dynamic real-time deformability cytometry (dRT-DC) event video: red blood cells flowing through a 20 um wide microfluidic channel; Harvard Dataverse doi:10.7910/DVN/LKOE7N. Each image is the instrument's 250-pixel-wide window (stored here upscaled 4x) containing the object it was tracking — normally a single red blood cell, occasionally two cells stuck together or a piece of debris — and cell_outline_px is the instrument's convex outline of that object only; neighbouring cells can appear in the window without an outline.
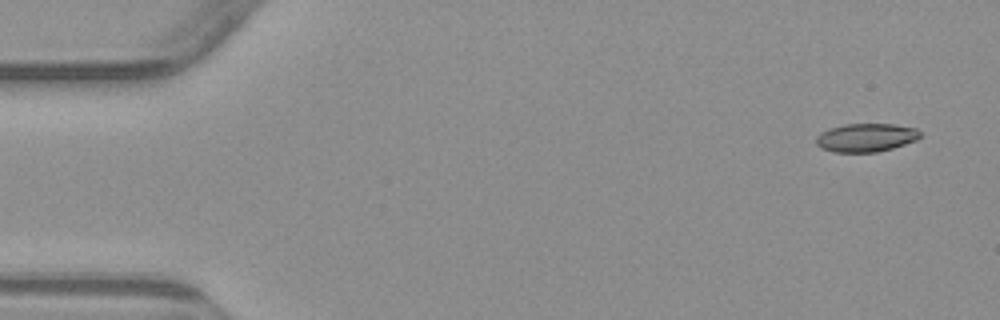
{"species": "common noctule bat (a hibernating species)", "species_latin": "Nyctalus noctula", "temperature_condition": "warm", "stored_images_in_passage": 6, "camera_frame_rate_fps": 3000, "um_per_image_px": 0.085, "animal": {"sex": "male", "body_mass_g": 23.1, "forearm_length_mm": 52.7}, "frame": {"image": 1, "passage_image": 1, "time_ms": 0.0, "image_size_px": [1000, 320], "cell_outline_px": [[920, 136], [916, 140], [892, 148], [876, 152], [832, 152], [820, 148], [816, 144], [816, 136], [820, 132], [828, 128], [844, 124], [892, 124], [916, 128], [920, 132]], "centroid_in_image_um": [73.56, 11.69], "position_along_channel_um": 11.4, "area_um2": 17.28}}
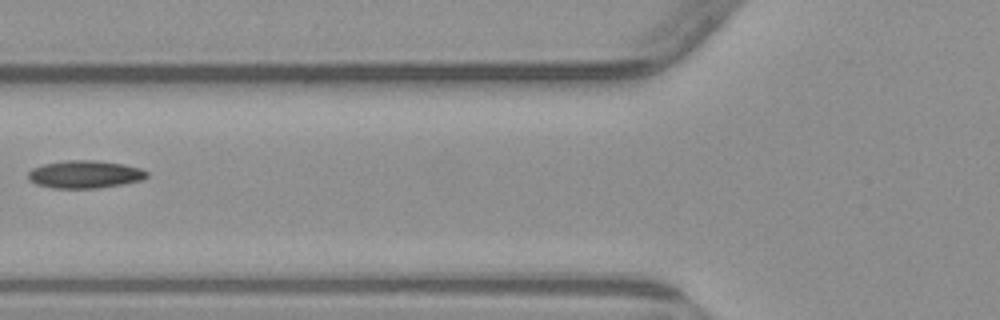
{"frame": {"image": 2, "passage_image": 5, "time_ms": 6.0, "image_size_px": [1000, 320], "cell_outline_px": [[148, 176], [144, 180], [96, 188], [52, 188], [36, 184], [28, 180], [28, 172], [32, 168], [44, 164], [64, 160], [96, 160], [124, 164], [140, 168], [148, 172]], "centroid_in_image_um": [7.2, 14.81], "position_along_channel_um": 118.6, "area_um2": 19.25}}
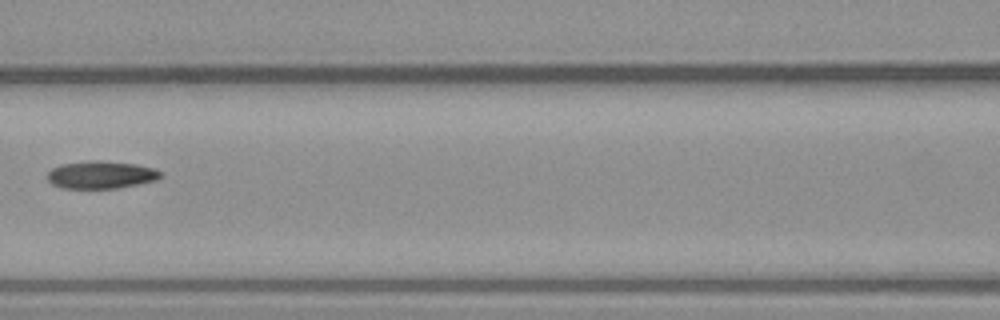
{"frame": {"image": 3, "passage_image": 6, "time_ms": 7.0, "image_size_px": [1000, 320], "cell_outline_px": [[160, 176], [156, 180], [116, 188], [60, 188], [52, 184], [48, 180], [48, 172], [52, 168], [60, 164], [88, 160], [100, 160], [136, 164], [156, 168], [160, 172]], "centroid_in_image_um": [8.55, 14.84], "position_along_channel_um": 158.1, "area_um2": 18.21}}